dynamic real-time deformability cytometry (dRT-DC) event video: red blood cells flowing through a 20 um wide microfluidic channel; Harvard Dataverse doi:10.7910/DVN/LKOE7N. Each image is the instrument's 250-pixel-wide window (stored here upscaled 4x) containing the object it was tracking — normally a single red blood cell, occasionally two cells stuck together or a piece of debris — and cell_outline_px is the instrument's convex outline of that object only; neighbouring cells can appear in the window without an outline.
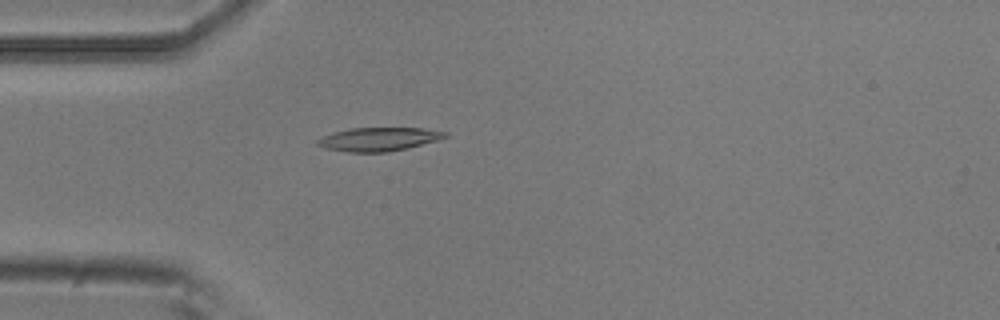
{"species": "common noctule bat (a hibernating species)", "species_latin": "Nyctalus noctula", "temperature_condition": "room temperature", "stored_images_in_passage": 2, "camera_frame_rate_fps": 3000, "um_per_image_px": 0.085, "animal": {"sex": "male", "body_mass_g": 20.5, "forearm_length_mm": 52.5}, "frame": {"image": 1, "passage_image": 2, "time_ms": 0.333, "image_size_px": [1000, 320], "cell_outline_px": [[448, 136], [436, 140], [408, 148], [388, 152], [348, 152], [324, 148], [316, 144], [316, 140], [332, 132], [348, 128], [424, 128], [448, 132]], "centroid_in_image_um": [32.16, 11.83], "position_along_channel_um": 52.8, "area_um2": 17.57}}